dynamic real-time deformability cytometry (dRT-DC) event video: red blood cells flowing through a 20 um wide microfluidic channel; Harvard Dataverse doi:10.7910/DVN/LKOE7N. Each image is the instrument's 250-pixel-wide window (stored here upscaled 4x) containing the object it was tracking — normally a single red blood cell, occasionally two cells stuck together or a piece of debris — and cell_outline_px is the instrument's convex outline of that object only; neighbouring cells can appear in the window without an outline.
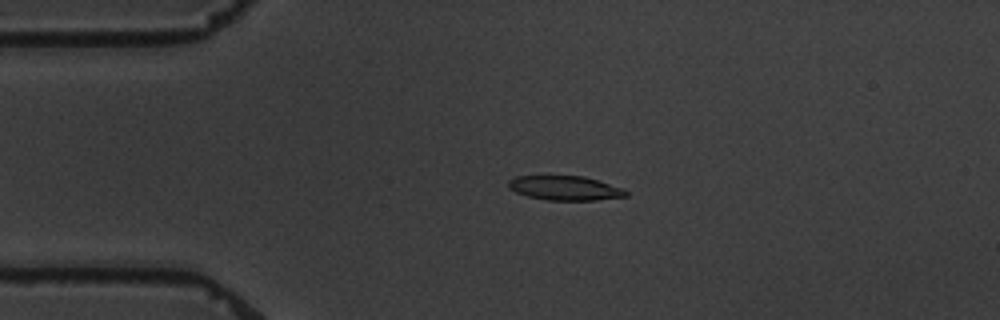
{"species": "common noctule bat (a hibernating species)", "species_latin": "Nyctalus noctula", "temperature_condition": "warm", "stored_images_in_passage": 5, "camera_frame_rate_fps": 3000, "um_per_image_px": 0.085, "animal": {"sex": "male", "body_mass_g": 19.5, "forearm_length_mm": 54.6}, "frame": {"image": 1, "passage_image": 3, "time_ms": 3.0, "image_size_px": [1000, 320], "cell_outline_px": [[628, 196], [596, 200], [548, 200], [528, 196], [516, 192], [508, 188], [508, 180], [516, 176], [584, 176], [624, 188], [628, 192]], "centroid_in_image_um": [48.04, 15.98], "position_along_channel_um": 37.0, "area_um2": 16.7}}